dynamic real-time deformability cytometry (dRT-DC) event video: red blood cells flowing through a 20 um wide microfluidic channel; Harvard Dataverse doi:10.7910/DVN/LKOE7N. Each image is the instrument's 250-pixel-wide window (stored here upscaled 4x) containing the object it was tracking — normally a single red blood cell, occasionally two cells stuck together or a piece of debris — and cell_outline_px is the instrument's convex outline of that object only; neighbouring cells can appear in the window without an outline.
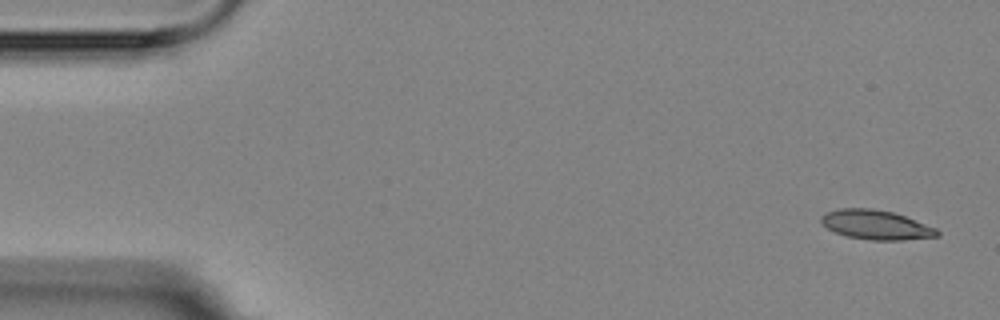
{"species": "Egyptian fruit bat (a non-hibernating species)", "species_latin": "Rousettus aegyptiacus", "temperature_condition": "room temperature", "stored_images_in_passage": 5, "segment_of_instrument_passage": [1, 2], "camera_frame_rate_fps": 3000, "um_per_image_px": 0.085, "animal": {"sex": "female"}, "frame": {"image": 1, "passage_image": 1, "time_ms": 0.0, "image_size_px": [1000, 320], "cell_outline_px": [[940, 236], [904, 240], [868, 240], [848, 236], [836, 232], [828, 228], [820, 220], [820, 216], [824, 212], [840, 208], [872, 208], [892, 212], [904, 216], [936, 228], [940, 232]], "centroid_in_image_um": [74.45, 19.11], "position_along_channel_um": 10.5, "area_um2": 19.83}}
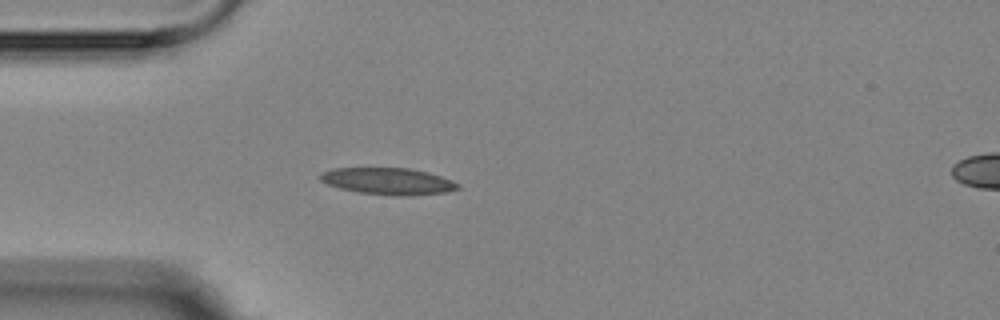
{"frame": {"image": 2, "passage_image": 4, "time_ms": 4.333, "image_size_px": [1000, 320], "cell_outline_px": [[460, 188], [444, 192], [408, 196], [396, 196], [356, 192], [340, 188], [328, 184], [320, 180], [320, 172], [336, 168], [408, 168], [428, 172], [452, 180], [460, 184]], "centroid_in_image_um": [32.99, 15.4], "position_along_channel_um": 52.0, "area_um2": 21.44}}